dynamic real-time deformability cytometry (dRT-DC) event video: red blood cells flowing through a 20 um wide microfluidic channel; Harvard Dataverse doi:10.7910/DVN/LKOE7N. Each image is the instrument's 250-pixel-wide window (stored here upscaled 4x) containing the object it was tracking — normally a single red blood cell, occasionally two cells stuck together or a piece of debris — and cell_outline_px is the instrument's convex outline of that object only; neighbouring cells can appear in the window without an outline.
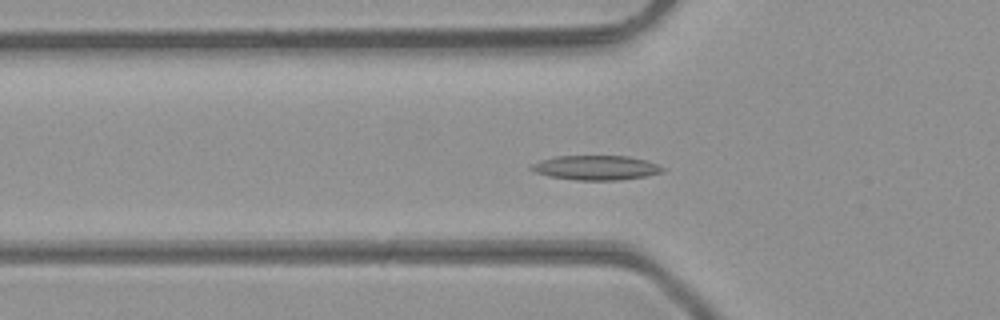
{"species": "common noctule bat (a hibernating species)", "species_latin": "Nyctalus noctula", "temperature_condition": "room temperature", "stored_images_in_passage": 37, "camera_frame_rate_fps": 3000, "um_per_image_px": 0.085, "animal": {"sex": "male", "body_mass_g": 23.1, "forearm_length_mm": 52.7}, "frame": {"image": 1, "passage_image": 6, "time_ms": 1.667, "image_size_px": [1000, 320], "cell_outline_px": [[668, 168], [664, 172], [644, 176], [620, 180], [576, 180], [548, 176], [536, 172], [528, 168], [532, 164], [540, 160], [556, 156], [628, 156], [648, 160]], "centroid_in_image_um": [50.7, 14.25], "position_along_channel_um": 75.1, "area_um2": 18.96}}
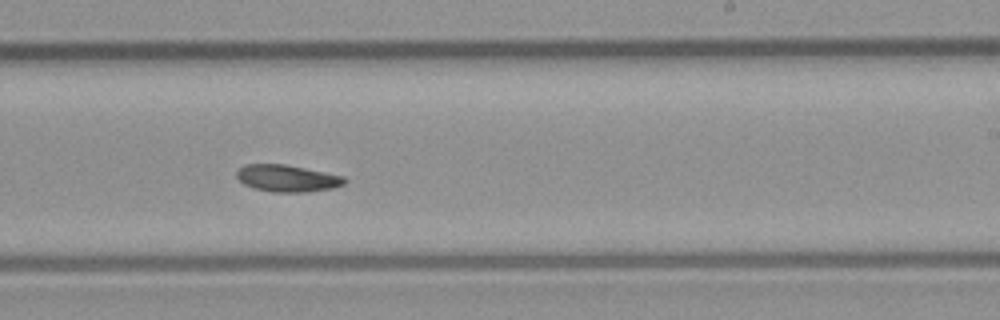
{"frame": {"image": 2, "passage_image": 19, "time_ms": 6.0, "image_size_px": [1000, 320], "cell_outline_px": [[348, 180], [344, 184], [332, 188], [308, 192], [272, 192], [252, 188], [244, 184], [236, 176], [236, 172], [244, 164], [284, 164], [344, 176]], "centroid_in_image_um": [24.41, 15.16], "position_along_channel_um": 264.6, "area_um2": 16.94}}
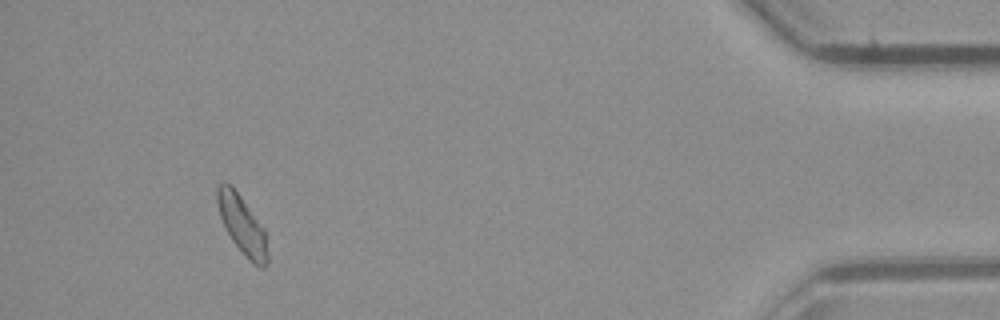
{"frame": {"image": 3, "passage_image": 34, "time_ms": 11.0, "image_size_px": [1000, 320], "cell_outline_px": [[268, 264], [264, 268], [260, 268], [252, 264], [248, 260], [232, 240], [220, 216], [216, 200], [216, 188], [224, 180], [232, 184], [264, 228], [268, 256]], "centroid_in_image_um": [20.58, 19.11], "position_along_channel_um": 414.6, "area_um2": 17.28}, "authors_computed_cell_mechanics": {"area_um2": 17.1666, "velocity_mm_per_s": 4.3506, "shape_relaxation_time_tau1_ms": 10.0997, "shape_relaxation_time_tau2_ms": null, "deformation_change_tau1": 0.1696, "deformation_change_tau2": null}}